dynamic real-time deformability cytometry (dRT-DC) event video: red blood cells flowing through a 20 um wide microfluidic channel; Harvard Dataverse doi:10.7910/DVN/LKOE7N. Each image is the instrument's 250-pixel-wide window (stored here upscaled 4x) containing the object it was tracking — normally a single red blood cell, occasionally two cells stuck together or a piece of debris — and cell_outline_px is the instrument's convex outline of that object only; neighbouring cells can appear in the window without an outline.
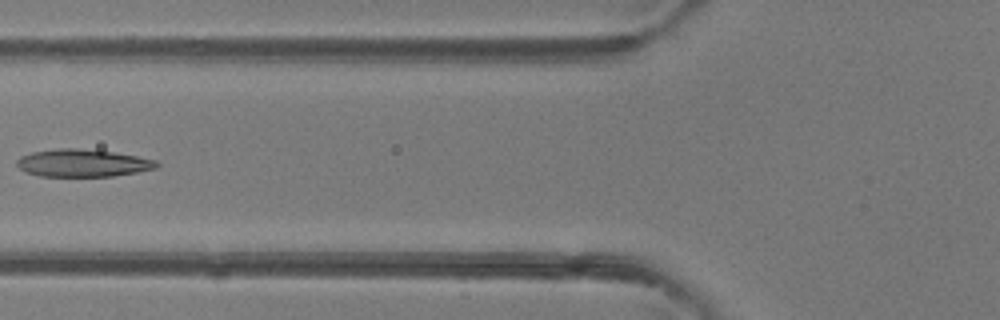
{"species": "common noctule bat (a hibernating species)", "species_latin": "Nyctalus noctula", "temperature_condition": "room temperature", "stored_images_in_passage": 6, "camera_frame_rate_fps": 3000, "um_per_image_px": 0.085, "animal": {"sex": "female"}, "frame": {"image": 1, "passage_image": 6, "time_ms": 1.667, "image_size_px": [1000, 320], "cell_outline_px": [[160, 164], [156, 168], [136, 172], [112, 176], [40, 176], [24, 172], [16, 164], [16, 160], [20, 156], [32, 152], [60, 148], [76, 148], [116, 152], [156, 160]], "centroid_in_image_um": [7.01, 13.85], "position_along_channel_um": 118.8, "area_um2": 22.43}}